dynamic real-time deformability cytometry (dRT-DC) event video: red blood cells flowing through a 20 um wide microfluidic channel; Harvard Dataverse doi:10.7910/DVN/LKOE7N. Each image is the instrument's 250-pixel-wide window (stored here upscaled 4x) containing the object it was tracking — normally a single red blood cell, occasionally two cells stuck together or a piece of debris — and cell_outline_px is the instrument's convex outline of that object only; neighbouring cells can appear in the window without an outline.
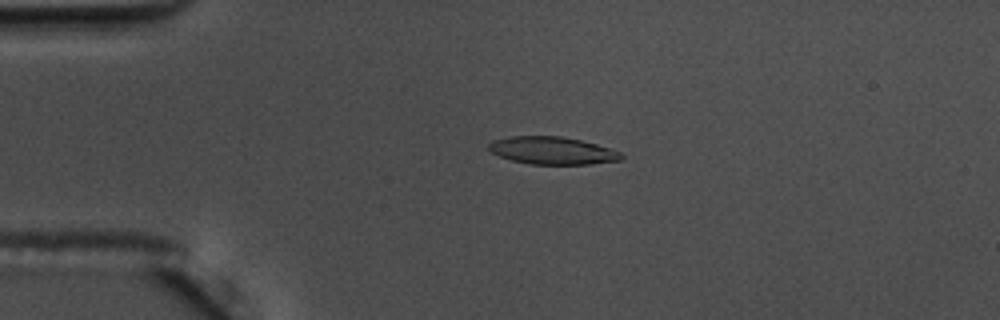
{"species": "common noctule bat (a hibernating species)", "species_latin": "Nyctalus noctula", "temperature_condition": "warm", "stored_images_in_passage": 56, "camera_frame_rate_fps": 3000, "um_per_image_px": 0.085, "animal": {"sex": "male", "body_mass_g": 17.5, "forearm_length_mm": 52.3}, "frame": {"image": 1, "passage_image": 13, "time_ms": 4.0, "image_size_px": [1000, 320], "cell_outline_px": [[624, 156], [620, 160], [588, 164], [532, 164], [512, 160], [488, 152], [488, 144], [492, 140], [508, 136], [560, 136], [580, 140], [596, 144], [620, 152]], "centroid_in_image_um": [46.89, 12.79], "position_along_channel_um": 38.1, "area_um2": 21.21}}
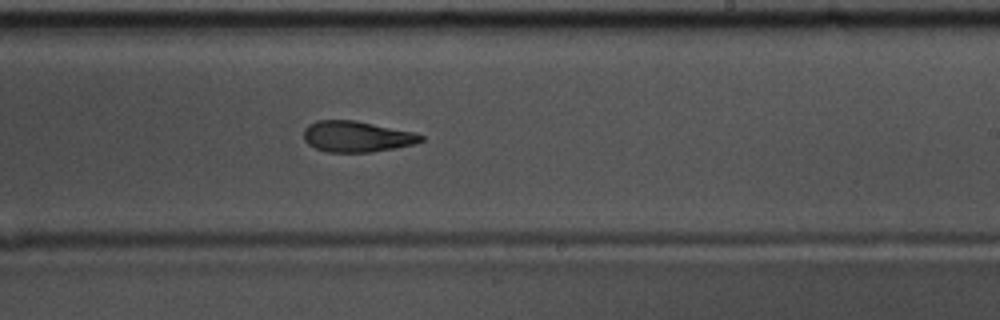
{"frame": {"image": 2, "passage_image": 34, "time_ms": 11.0, "image_size_px": [1000, 320], "cell_outline_px": [[424, 140], [412, 144], [396, 148], [368, 152], [328, 152], [316, 148], [308, 144], [304, 140], [304, 128], [308, 124], [316, 120], [352, 120], [412, 132], [424, 136]], "centroid_in_image_um": [30.27, 11.61], "position_along_channel_um": 258.7, "area_um2": 20.87}}
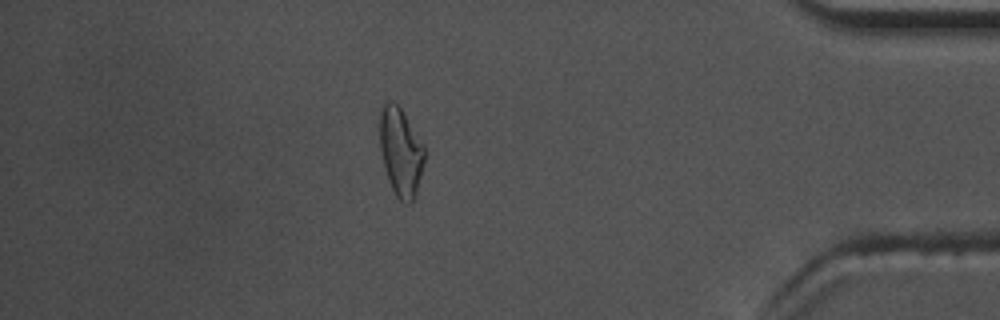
{"frame": {"image": 3, "passage_image": 49, "time_ms": 16.0, "image_size_px": [1000, 320], "cell_outline_px": [[424, 160], [416, 196], [412, 204], [404, 204], [396, 196], [388, 180], [384, 168], [380, 148], [380, 112], [384, 100], [388, 100], [396, 104], [400, 108], [424, 144]], "centroid_in_image_um": [34.06, 12.94], "position_along_channel_um": 401.1, "area_um2": 23.12}, "authors_computed_cell_mechanics": {"area_um2": 21.5594, "velocity_mm_per_s": 3.6393, "shape_relaxation_time_tau1_ms": 4.1083, "shape_relaxation_time_tau2_ms": 3.0346, "deformation_change_tau1": 0.1749, "deformation_change_tau2": 0.1156}}